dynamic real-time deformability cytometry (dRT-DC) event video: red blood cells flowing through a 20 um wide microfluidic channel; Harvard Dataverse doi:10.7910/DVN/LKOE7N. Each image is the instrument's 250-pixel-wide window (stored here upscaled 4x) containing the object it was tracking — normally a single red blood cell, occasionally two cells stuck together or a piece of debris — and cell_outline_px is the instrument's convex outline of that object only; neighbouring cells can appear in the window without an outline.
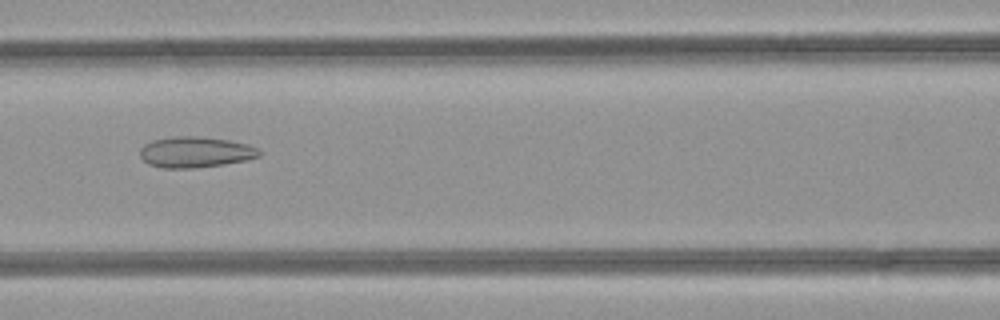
{"species": "common noctule bat (a hibernating species)", "species_latin": "Nyctalus noctula", "temperature_condition": "room temperature", "stored_images_in_passage": 33, "camera_frame_rate_fps": 3000, "um_per_image_px": 0.085, "animal": {"sex": "female", "body_mass_g": 21.9}, "frame": {"image": 1, "passage_image": 7, "time_ms": 2.0, "image_size_px": [1000, 320], "cell_outline_px": [[260, 156], [248, 160], [224, 164], [196, 168], [160, 168], [148, 164], [140, 156], [140, 148], [144, 144], [152, 140], [172, 136], [196, 136], [228, 140], [248, 144], [256, 148], [260, 152]], "centroid_in_image_um": [16.58, 12.93], "position_along_channel_um": 150.0, "area_um2": 21.56}}
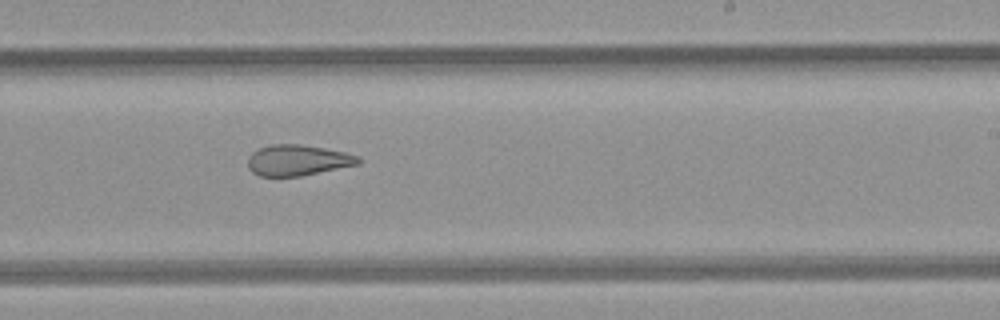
{"frame": {"image": 2, "passage_image": 15, "time_ms": 4.667, "image_size_px": [1000, 320], "cell_outline_px": [[360, 164], [300, 176], [260, 176], [252, 172], [248, 168], [248, 156], [252, 152], [260, 148], [272, 144], [300, 144], [324, 148], [344, 152], [360, 156]], "centroid_in_image_um": [25.3, 13.62], "position_along_channel_um": 263.7, "area_um2": 19.83}}
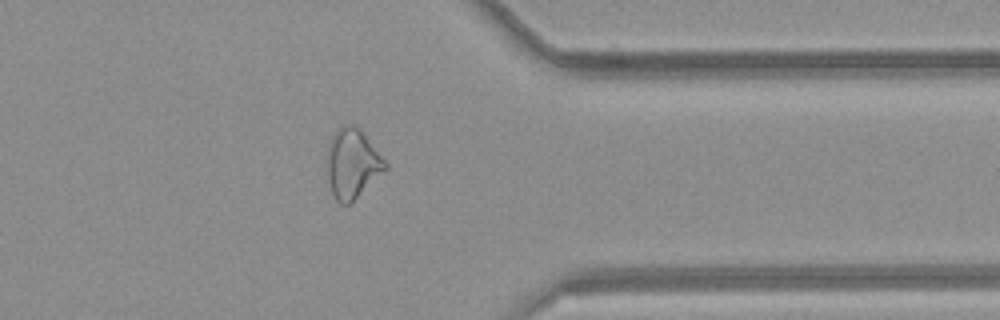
{"frame": {"image": 3, "passage_image": 24, "time_ms": 7.667, "image_size_px": [1000, 320], "cell_outline_px": [[388, 168], [348, 204], [340, 204], [336, 200], [332, 192], [328, 176], [328, 140], [344, 124], [352, 124], [360, 128], [388, 164]], "centroid_in_image_um": [29.96, 13.87], "position_along_channel_um": 381.4, "area_um2": 23.12}}